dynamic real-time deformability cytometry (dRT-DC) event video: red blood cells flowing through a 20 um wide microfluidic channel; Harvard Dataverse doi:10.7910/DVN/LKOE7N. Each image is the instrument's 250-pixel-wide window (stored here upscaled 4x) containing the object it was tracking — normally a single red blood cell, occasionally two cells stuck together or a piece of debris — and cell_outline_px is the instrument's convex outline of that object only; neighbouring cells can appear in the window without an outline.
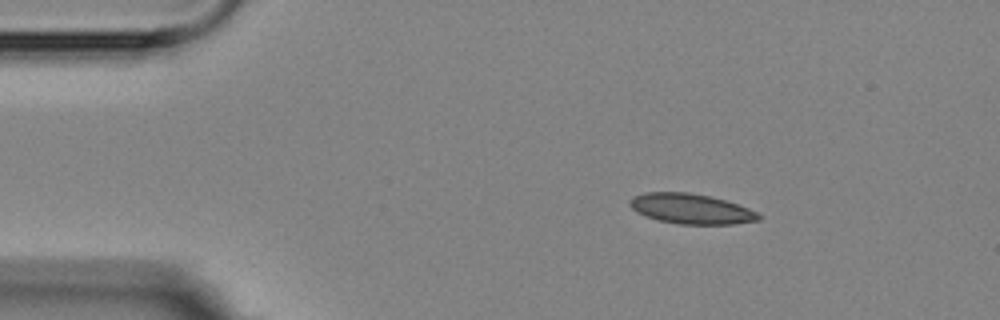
{"species": "Egyptian fruit bat (a non-hibernating species)", "species_latin": "Rousettus aegyptiacus", "temperature_condition": "room temperature", "stored_images_in_passage": 3, "camera_frame_rate_fps": 3000, "um_per_image_px": 0.085, "animal": {"sex": "female"}, "frame": {"image": 1, "passage_image": 1, "time_ms": 0.0, "image_size_px": [1000, 320], "cell_outline_px": [[760, 220], [732, 224], [680, 224], [660, 220], [636, 212], [628, 204], [628, 200], [632, 196], [644, 192], [688, 192], [708, 196], [724, 200], [748, 208], [756, 212], [760, 216]], "centroid_in_image_um": [58.69, 17.74], "position_along_channel_um": 26.3, "area_um2": 22.43}}